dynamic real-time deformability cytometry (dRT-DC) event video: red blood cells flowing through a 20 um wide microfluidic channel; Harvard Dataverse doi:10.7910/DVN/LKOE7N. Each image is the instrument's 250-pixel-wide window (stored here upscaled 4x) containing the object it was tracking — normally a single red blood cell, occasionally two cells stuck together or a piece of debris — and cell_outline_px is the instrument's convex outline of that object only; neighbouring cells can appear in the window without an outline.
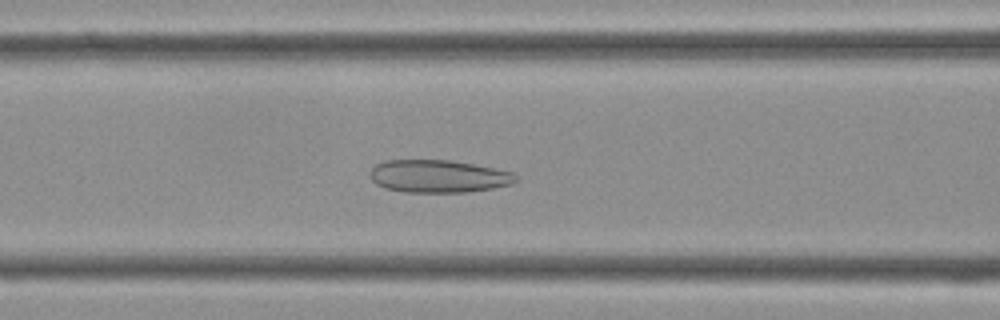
{"species": "Egyptian fruit bat (a non-hibernating species)", "species_latin": "Rousettus aegyptiacus", "temperature_condition": "cold", "stored_images_in_passage": 33, "camera_frame_rate_fps": 3000, "um_per_image_px": 0.085, "frame": {"image": 1, "passage_image": 7, "time_ms": 2.0, "image_size_px": [1000, 320], "cell_outline_px": [[520, 180], [512, 184], [492, 188], [464, 192], [404, 192], [384, 188], [376, 184], [372, 180], [368, 172], [376, 164], [384, 160], [448, 160], [472, 164], [512, 172], [520, 176]], "centroid_in_image_um": [37.25, 14.98], "position_along_channel_um": 129.3, "area_um2": 27.86}}
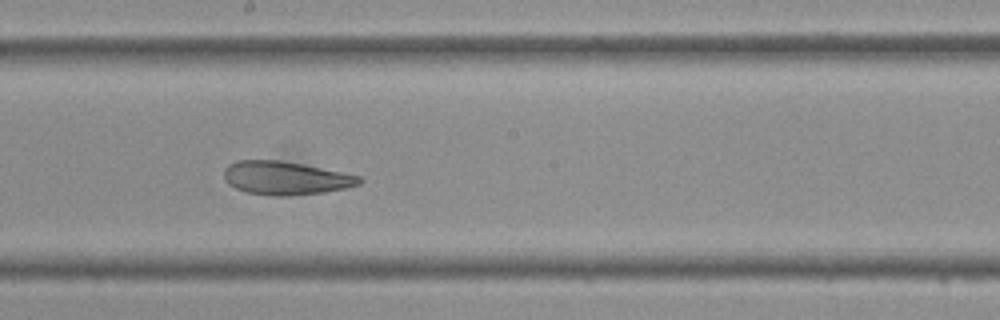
{"frame": {"image": 2, "passage_image": 13, "time_ms": 4.0, "image_size_px": [1000, 320], "cell_outline_px": [[364, 180], [360, 184], [344, 188], [324, 192], [288, 196], [276, 196], [244, 192], [228, 184], [224, 180], [224, 168], [228, 164], [236, 160], [280, 160], [360, 176]], "centroid_in_image_um": [24.22, 15.14], "position_along_channel_um": 224.0, "area_um2": 26.24}}
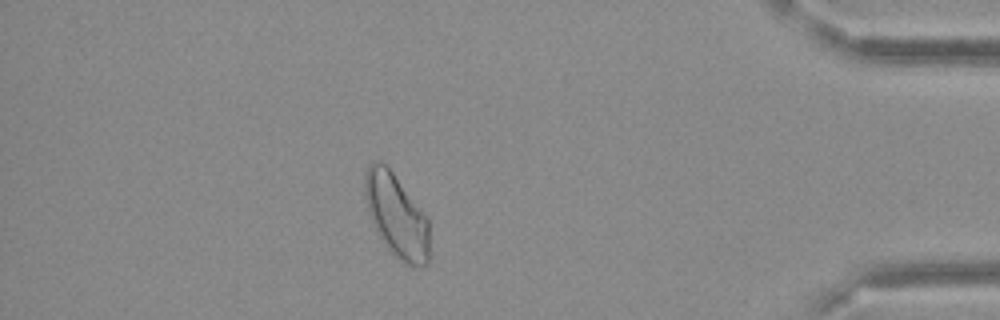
{"frame": {"image": 3, "passage_image": 27, "time_ms": 8.667, "image_size_px": [1000, 320], "cell_outline_px": [[428, 264], [420, 268], [404, 264], [388, 248], [380, 236], [368, 212], [364, 192], [364, 176], [368, 164], [372, 160], [380, 160], [392, 172], [428, 216]], "centroid_in_image_um": [33.7, 18.31], "position_along_channel_um": 401.5, "area_um2": 31.27}}